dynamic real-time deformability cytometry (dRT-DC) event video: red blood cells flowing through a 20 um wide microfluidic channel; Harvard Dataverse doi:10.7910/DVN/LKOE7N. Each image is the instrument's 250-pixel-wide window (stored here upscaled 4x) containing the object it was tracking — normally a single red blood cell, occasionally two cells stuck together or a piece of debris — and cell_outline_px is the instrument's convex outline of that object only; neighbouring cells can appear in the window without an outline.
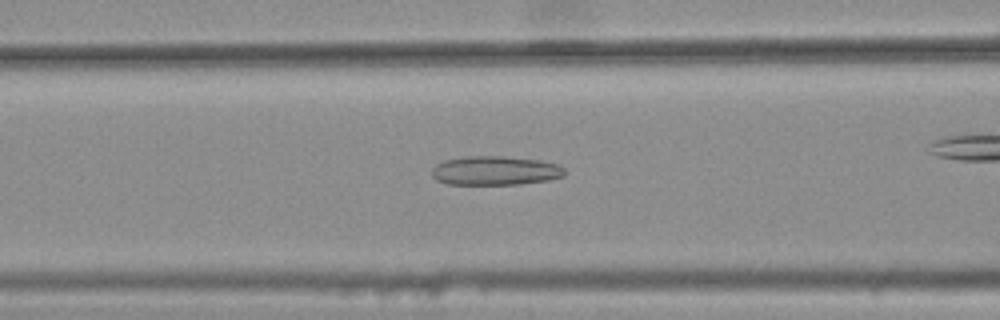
{"species": "common noctule bat (a hibernating species)", "species_latin": "Nyctalus noctula", "temperature_condition": "warm", "stored_images_in_passage": 41, "camera_frame_rate_fps": 3000, "um_per_image_px": 0.085, "animal": {"sex": "female", "body_mass_g": 25.1}, "frame": {"image": 1, "passage_image": 15, "time_ms": 4.667, "image_size_px": [1000, 320], "cell_outline_px": [[564, 176], [548, 180], [520, 184], [448, 184], [436, 180], [432, 176], [432, 168], [436, 164], [444, 160], [464, 156], [504, 156], [540, 160], [560, 164], [564, 168]], "centroid_in_image_um": [42.09, 14.49], "position_along_channel_um": 124.5, "area_um2": 22.66}}
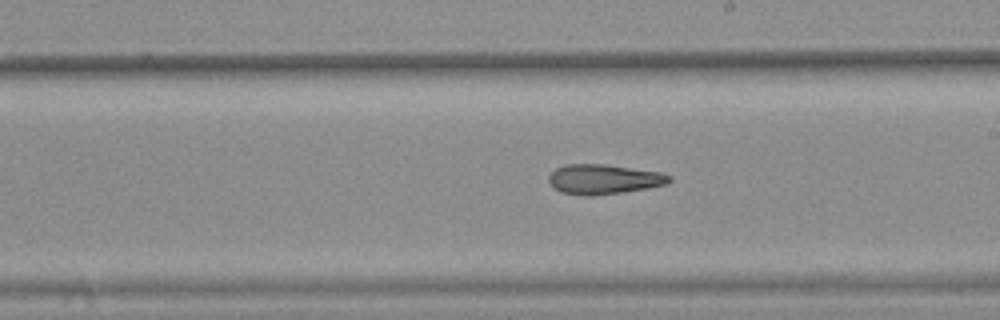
{"frame": {"image": 2, "passage_image": 24, "time_ms": 7.667, "image_size_px": [1000, 320], "cell_outline_px": [[672, 180], [668, 184], [648, 188], [624, 192], [592, 196], [584, 196], [560, 192], [552, 188], [548, 180], [548, 176], [556, 168], [564, 164], [604, 164], [660, 172], [672, 176]], "centroid_in_image_um": [51.3, 15.24], "position_along_channel_um": 237.7, "area_um2": 21.21}}
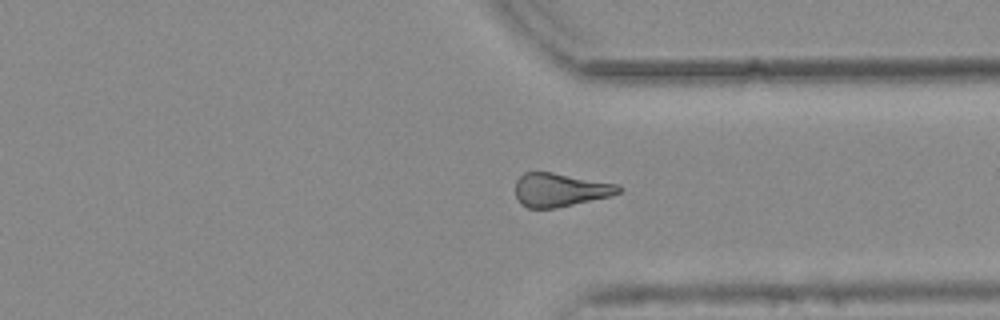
{"frame": {"image": 3, "passage_image": 34, "time_ms": 11.0, "image_size_px": [1000, 320], "cell_outline_px": [[624, 188], [620, 192], [612, 196], [556, 208], [528, 208], [520, 204], [516, 196], [516, 180], [524, 172], [552, 172], [620, 184]], "centroid_in_image_um": [47.64, 16.14], "position_along_channel_um": 363.8, "area_um2": 20.4}, "authors_computed_cell_mechanics": {"area_um2": 20.6924, "velocity_mm_per_s": 3.7823, "shape_relaxation_time_tau1_ms": null, "shape_relaxation_time_tau2_ms": 8.8053, "deformation_change_tau1": null, "deformation_change_tau2": 0.2435}}